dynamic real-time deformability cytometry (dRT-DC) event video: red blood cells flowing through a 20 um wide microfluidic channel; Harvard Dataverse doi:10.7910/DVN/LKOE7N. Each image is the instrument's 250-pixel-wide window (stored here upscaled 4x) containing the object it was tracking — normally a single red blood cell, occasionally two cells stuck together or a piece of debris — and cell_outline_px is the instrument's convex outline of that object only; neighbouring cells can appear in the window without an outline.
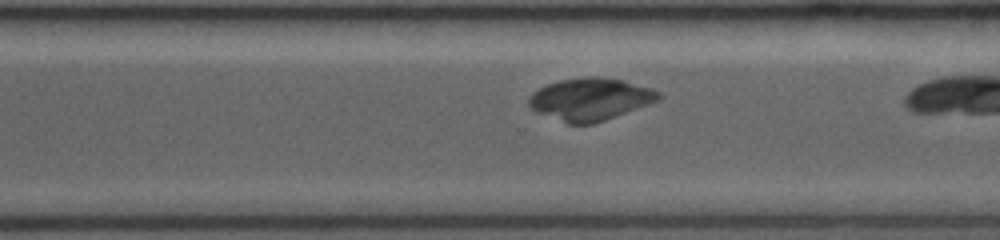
{"species": "common noctule bat (a hibernating species)", "species_latin": "Nyctalus noctula", "temperature_condition": "room temperature", "stored_images_in_passage": 39, "camera_frame_rate_fps": 3500, "um_per_image_px": 0.085, "animal": {"sex": "female", "body_mass_g": 19.0, "forearm_length_mm": 53.3}, "frame": {"image": 1, "passage_image": 31, "time_ms": 6.571, "image_size_px": [1000, 240], "cell_outline_px": [[664, 96], [660, 100], [604, 120], [592, 124], [568, 124], [536, 112], [528, 108], [528, 96], [532, 92], [548, 84], [560, 80], [588, 76], [592, 76], [624, 80], [652, 88], [660, 92]], "centroid_in_image_um": [50.16, 8.43], "position_along_channel_um": 320.4, "area_um2": 32.14}}